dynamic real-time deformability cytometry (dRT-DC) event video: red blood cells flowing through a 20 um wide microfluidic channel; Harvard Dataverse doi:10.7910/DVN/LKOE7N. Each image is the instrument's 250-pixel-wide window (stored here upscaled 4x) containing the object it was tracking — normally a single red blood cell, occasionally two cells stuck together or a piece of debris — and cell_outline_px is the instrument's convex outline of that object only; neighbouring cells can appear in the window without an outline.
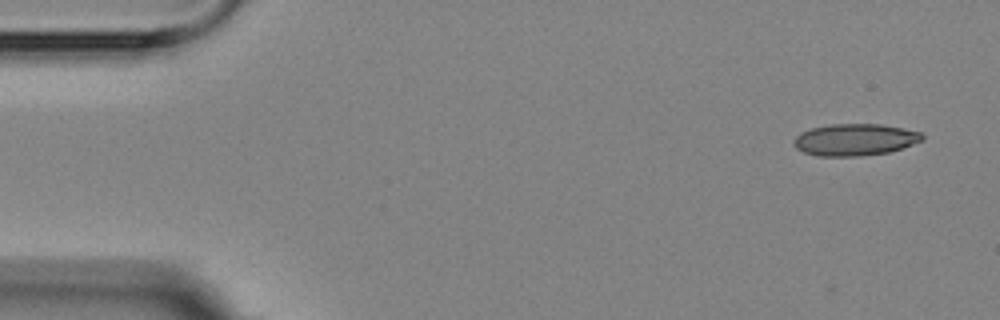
{"species": "Egyptian fruit bat (a non-hibernating species)", "species_latin": "Rousettus aegyptiacus", "temperature_condition": "room temperature", "stored_images_in_passage": 6, "camera_frame_rate_fps": 3000, "um_per_image_px": 0.085, "animal": {"sex": "female"}, "frame": {"image": 1, "passage_image": 1, "time_ms": 0.0, "image_size_px": [1000, 320], "cell_outline_px": [[924, 140], [888, 152], [860, 156], [816, 156], [804, 152], [796, 148], [792, 144], [792, 140], [800, 132], [812, 128], [832, 124], [880, 124], [920, 132], [924, 136]], "centroid_in_image_um": [72.62, 11.88], "position_along_channel_um": 12.4, "area_um2": 23.76}}
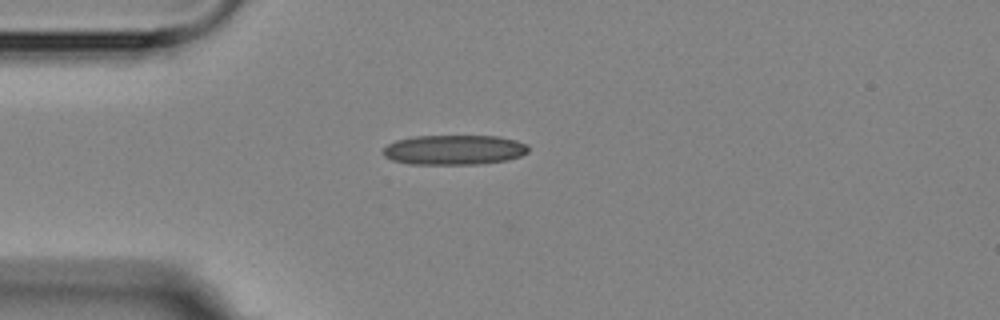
{"frame": {"image": 2, "passage_image": 4, "time_ms": 3.667, "image_size_px": [1000, 320], "cell_outline_px": [[528, 152], [520, 156], [508, 160], [480, 164], [408, 164], [392, 160], [384, 156], [384, 148], [388, 144], [396, 140], [412, 136], [496, 136], [516, 140], [528, 144]], "centroid_in_image_um": [38.61, 12.74], "position_along_channel_um": 46.4, "area_um2": 25.37}}
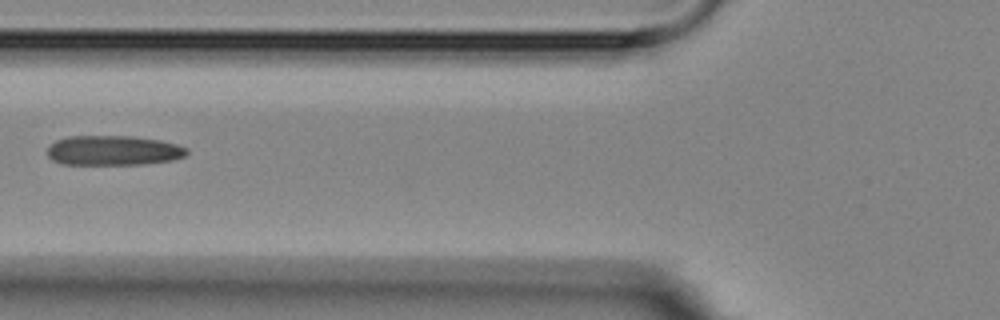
{"frame": {"image": 3, "passage_image": 6, "time_ms": 6.0, "image_size_px": [1000, 320], "cell_outline_px": [[188, 152], [184, 156], [172, 160], [140, 164], [60, 164], [52, 160], [48, 156], [48, 148], [56, 140], [68, 136], [132, 136], [160, 140], [176, 144], [188, 148]], "centroid_in_image_um": [9.62, 12.78], "position_along_channel_um": 116.2, "area_um2": 24.16}}